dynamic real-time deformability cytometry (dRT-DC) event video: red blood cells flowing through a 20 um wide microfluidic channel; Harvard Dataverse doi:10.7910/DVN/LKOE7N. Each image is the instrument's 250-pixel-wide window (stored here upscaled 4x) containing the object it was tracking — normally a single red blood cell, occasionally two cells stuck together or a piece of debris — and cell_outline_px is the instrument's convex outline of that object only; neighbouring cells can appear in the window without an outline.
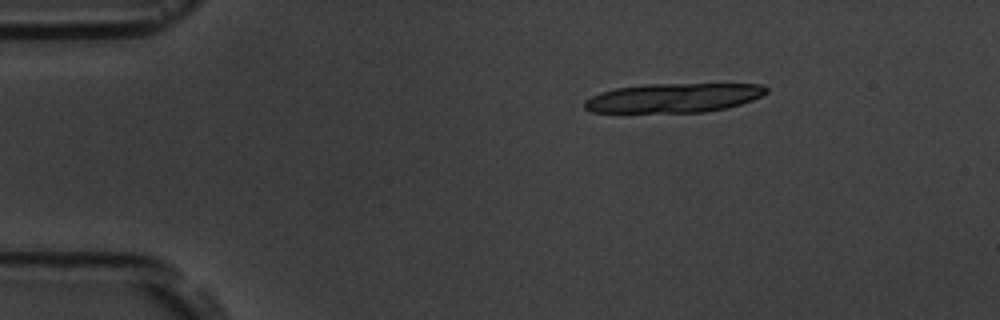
{"species": "common noctule bat (a hibernating species)", "species_latin": "Nyctalus noctula", "temperature_condition": "room temperature", "stored_images_in_passage": 4, "camera_frame_rate_fps": 3000, "um_per_image_px": 0.085, "animal": {"sex": "male", "body_mass_g": 19.5, "forearm_length_mm": 54.6}, "frame": {"image": 1, "passage_image": 1, "time_ms": 0.0, "image_size_px": [1000, 320], "cell_outline_px": [[768, 92], [752, 100], [728, 108], [704, 112], [592, 112], [584, 108], [584, 100], [600, 92], [616, 88], [644, 84], [760, 84], [768, 88]], "centroid_in_image_um": [57.25, 8.32], "position_along_channel_um": 27.8, "area_um2": 30.92}}